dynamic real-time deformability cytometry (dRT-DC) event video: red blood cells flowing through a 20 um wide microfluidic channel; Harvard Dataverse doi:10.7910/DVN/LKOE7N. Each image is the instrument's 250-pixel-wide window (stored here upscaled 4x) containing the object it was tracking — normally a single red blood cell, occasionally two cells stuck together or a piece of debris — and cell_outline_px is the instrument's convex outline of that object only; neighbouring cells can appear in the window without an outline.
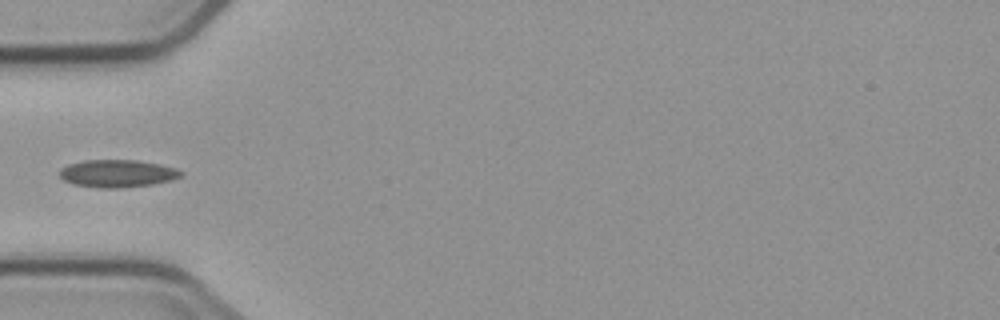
{"species": "common noctule bat (a hibernating species)", "species_latin": "Nyctalus noctula", "temperature_condition": "cold", "stored_images_in_passage": 5, "camera_frame_rate_fps": 3000, "um_per_image_px": 0.085, "animal": {"sex": "male", "body_mass_g": 23.1, "forearm_length_mm": 52.7}, "frame": {"image": 1, "passage_image": 5, "time_ms": 4.333, "image_size_px": [1000, 320], "cell_outline_px": [[184, 172], [180, 176], [172, 180], [152, 184], [120, 188], [100, 188], [72, 184], [64, 180], [60, 176], [60, 168], [68, 164], [84, 160], [136, 160], [160, 164], [176, 168]], "centroid_in_image_um": [9.97, 14.74], "position_along_channel_um": 75.0, "area_um2": 19.54}}